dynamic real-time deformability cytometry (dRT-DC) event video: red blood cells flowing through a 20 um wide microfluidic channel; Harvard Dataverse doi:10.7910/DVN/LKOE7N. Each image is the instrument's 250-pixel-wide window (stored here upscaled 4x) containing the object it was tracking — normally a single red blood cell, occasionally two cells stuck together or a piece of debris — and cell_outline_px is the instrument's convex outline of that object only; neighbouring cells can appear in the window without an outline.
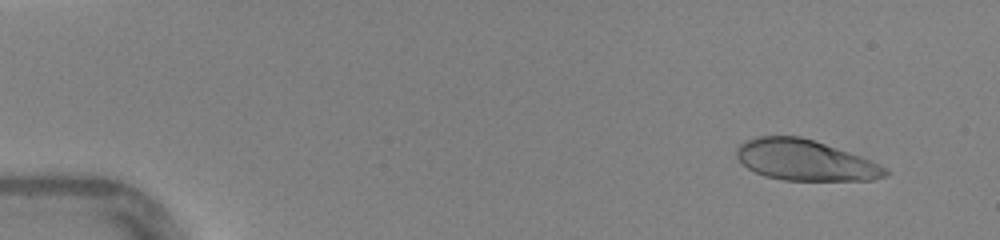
{"species": "human", "species_latin": "Homo sapiens", "temperature_condition": "warm", "stored_images_in_passage": 46, "camera_frame_rate_fps": 3000, "um_per_image_px": 0.085, "donor": {"sex": "female"}, "frame": {"image": 1, "passage_image": 4, "time_ms": 1.0, "image_size_px": [1000, 240], "cell_outline_px": [[888, 176], [872, 180], [784, 180], [764, 176], [748, 168], [736, 156], [736, 148], [740, 144], [756, 136], [800, 136], [872, 160], [888, 168]], "centroid_in_image_um": [68.45, 13.62], "position_along_channel_um": 16.5, "area_um2": 35.08}}
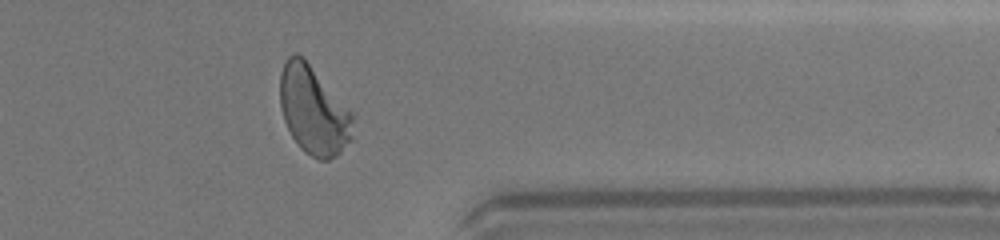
{"frame": {"image": 2, "passage_image": 38, "time_ms": 12.333, "image_size_px": [1000, 240], "cell_outline_px": [[352, 140], [340, 152], [328, 160], [320, 160], [304, 152], [300, 148], [292, 136], [284, 120], [280, 108], [280, 72], [288, 56], [292, 52], [296, 52], [304, 56], [352, 112]], "centroid_in_image_um": [26.63, 9.35], "position_along_channel_um": 384.8, "area_um2": 37.69}}
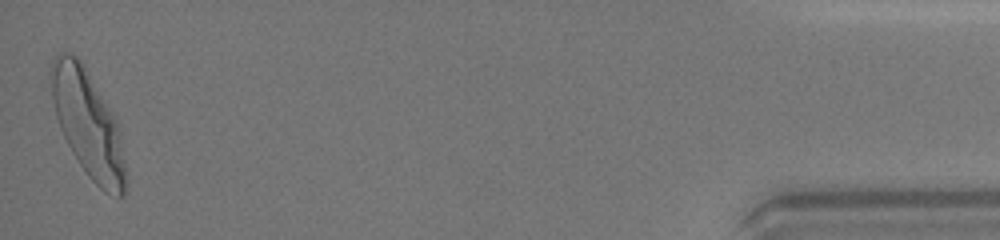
{"frame": {"image": 3, "passage_image": 46, "time_ms": 15.0, "image_size_px": [1000, 240], "cell_outline_px": [[128, 180], [124, 196], [120, 196], [104, 192], [88, 176], [72, 152], [60, 128], [56, 116], [48, 76], [48, 72], [52, 60], [60, 52], [68, 52], [76, 56], [84, 64], [120, 124], [128, 176]], "centroid_in_image_um": [7.51, 10.52], "position_along_channel_um": 427.7, "area_um2": 47.11}, "authors_computed_cell_mechanics": {"area_um2": 36.9631, "velocity_mm_per_s": 4.3602, "shape_relaxation_time_tau1_ms": 2.5378, "shape_relaxation_time_tau2_ms": null, "deformation_change_tau1": 0.1734, "deformation_change_tau2": null}}